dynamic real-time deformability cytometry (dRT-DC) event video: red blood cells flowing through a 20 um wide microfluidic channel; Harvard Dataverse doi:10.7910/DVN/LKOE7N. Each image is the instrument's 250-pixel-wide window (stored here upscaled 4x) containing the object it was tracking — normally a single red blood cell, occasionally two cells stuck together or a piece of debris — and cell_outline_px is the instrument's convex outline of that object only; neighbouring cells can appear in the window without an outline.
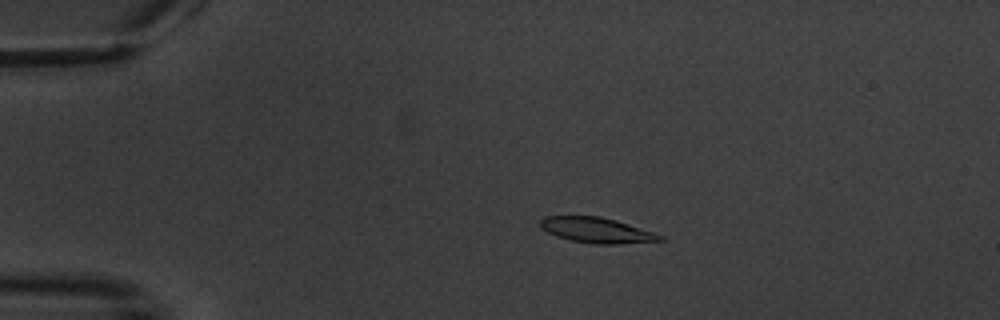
{"species": "common noctule bat (a hibernating species)", "species_latin": "Nyctalus noctula", "temperature_condition": "warm", "stored_images_in_passage": 3, "camera_frame_rate_fps": 3000, "um_per_image_px": 0.085, "animal": {"sex": "male", "body_mass_g": 20.1, "forearm_length_mm": 53.5}, "frame": {"image": 1, "passage_image": 1, "time_ms": 0.0, "image_size_px": [1000, 320], "cell_outline_px": [[668, 240], [616, 244], [596, 244], [572, 240], [556, 236], [540, 228], [540, 220], [544, 216], [600, 216], [616, 220], [664, 236]], "centroid_in_image_um": [50.72, 19.56], "position_along_channel_um": 34.3, "area_um2": 17.63}}
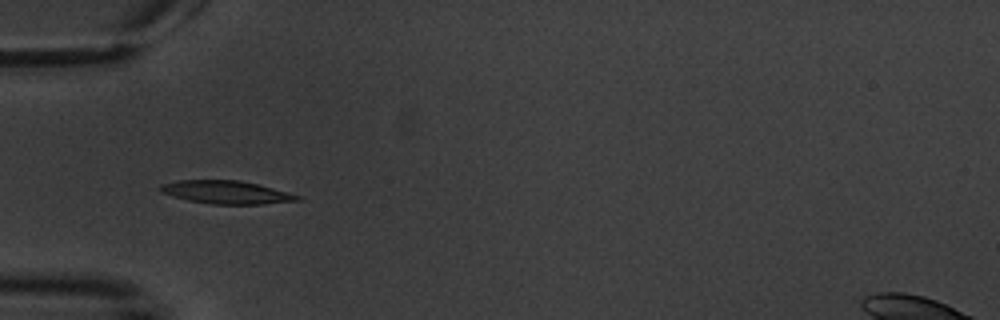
{"frame": {"image": 2, "passage_image": 2, "time_ms": 2.333, "image_size_px": [1000, 320], "cell_outline_px": [[300, 200], [264, 204], [212, 204], [188, 200], [172, 196], [160, 192], [160, 184], [176, 180], [240, 180], [288, 192], [300, 196]], "centroid_in_image_um": [19.19, 16.34], "position_along_channel_um": 65.8, "area_um2": 18.32}}
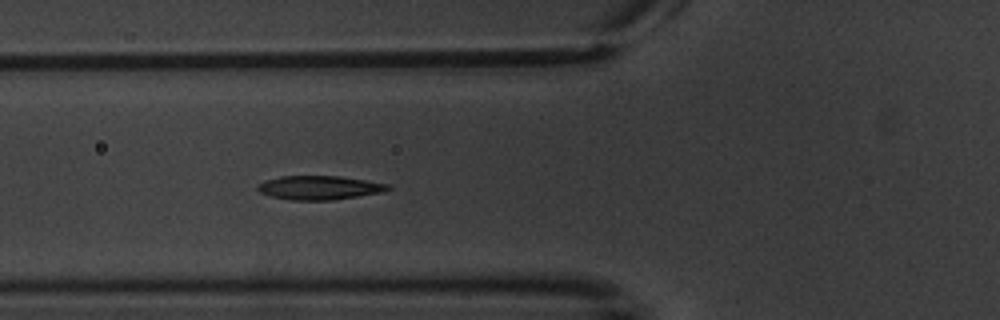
{"frame": {"image": 3, "passage_image": 3, "time_ms": 3.333, "image_size_px": [1000, 320], "cell_outline_px": [[392, 188], [384, 192], [332, 200], [292, 200], [272, 196], [260, 192], [256, 188], [264, 180], [280, 176], [340, 176], [388, 184]], "centroid_in_image_um": [27.15, 15.95], "position_along_channel_um": 98.6, "area_um2": 18.03}}